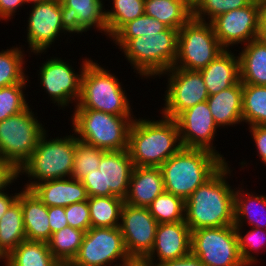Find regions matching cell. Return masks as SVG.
<instances>
[{"mask_svg":"<svg viewBox=\"0 0 266 266\" xmlns=\"http://www.w3.org/2000/svg\"><path fill=\"white\" fill-rule=\"evenodd\" d=\"M233 170L226 162L185 200V223L191 231L234 225L235 188L228 181Z\"/></svg>","mask_w":266,"mask_h":266,"instance_id":"1","label":"cell"},{"mask_svg":"<svg viewBox=\"0 0 266 266\" xmlns=\"http://www.w3.org/2000/svg\"><path fill=\"white\" fill-rule=\"evenodd\" d=\"M161 117L134 119L127 149L134 166L160 167L182 148L175 119Z\"/></svg>","mask_w":266,"mask_h":266,"instance_id":"2","label":"cell"},{"mask_svg":"<svg viewBox=\"0 0 266 266\" xmlns=\"http://www.w3.org/2000/svg\"><path fill=\"white\" fill-rule=\"evenodd\" d=\"M225 163L212 151L182 147L160 166L165 191L186 200Z\"/></svg>","mask_w":266,"mask_h":266,"instance_id":"3","label":"cell"},{"mask_svg":"<svg viewBox=\"0 0 266 266\" xmlns=\"http://www.w3.org/2000/svg\"><path fill=\"white\" fill-rule=\"evenodd\" d=\"M48 137L47 132L40 137L32 155L18 170L19 177L25 174L30 178L25 189L31 190L40 182L71 178L77 135Z\"/></svg>","mask_w":266,"mask_h":266,"instance_id":"4","label":"cell"},{"mask_svg":"<svg viewBox=\"0 0 266 266\" xmlns=\"http://www.w3.org/2000/svg\"><path fill=\"white\" fill-rule=\"evenodd\" d=\"M179 30L167 28L128 40L120 49L136 74L143 78L160 76L176 61Z\"/></svg>","mask_w":266,"mask_h":266,"instance_id":"5","label":"cell"},{"mask_svg":"<svg viewBox=\"0 0 266 266\" xmlns=\"http://www.w3.org/2000/svg\"><path fill=\"white\" fill-rule=\"evenodd\" d=\"M122 82L92 59L84 68L75 109H92L117 116H134ZM132 112V113H131Z\"/></svg>","mask_w":266,"mask_h":266,"instance_id":"6","label":"cell"},{"mask_svg":"<svg viewBox=\"0 0 266 266\" xmlns=\"http://www.w3.org/2000/svg\"><path fill=\"white\" fill-rule=\"evenodd\" d=\"M72 115V131L79 141L104 151L128 149L135 116H117L92 109H74Z\"/></svg>","mask_w":266,"mask_h":266,"instance_id":"7","label":"cell"},{"mask_svg":"<svg viewBox=\"0 0 266 266\" xmlns=\"http://www.w3.org/2000/svg\"><path fill=\"white\" fill-rule=\"evenodd\" d=\"M30 107L0 121V158L18 170L30 158L47 131Z\"/></svg>","mask_w":266,"mask_h":266,"instance_id":"8","label":"cell"},{"mask_svg":"<svg viewBox=\"0 0 266 266\" xmlns=\"http://www.w3.org/2000/svg\"><path fill=\"white\" fill-rule=\"evenodd\" d=\"M224 50L211 22L191 17L179 29L178 52L173 67L199 71Z\"/></svg>","mask_w":266,"mask_h":266,"instance_id":"9","label":"cell"},{"mask_svg":"<svg viewBox=\"0 0 266 266\" xmlns=\"http://www.w3.org/2000/svg\"><path fill=\"white\" fill-rule=\"evenodd\" d=\"M134 165L125 150L105 151L98 169L85 175L81 182L89 197L117 196L126 198Z\"/></svg>","mask_w":266,"mask_h":266,"instance_id":"10","label":"cell"},{"mask_svg":"<svg viewBox=\"0 0 266 266\" xmlns=\"http://www.w3.org/2000/svg\"><path fill=\"white\" fill-rule=\"evenodd\" d=\"M191 253L204 266H246L239 252L234 225L192 231Z\"/></svg>","mask_w":266,"mask_h":266,"instance_id":"11","label":"cell"},{"mask_svg":"<svg viewBox=\"0 0 266 266\" xmlns=\"http://www.w3.org/2000/svg\"><path fill=\"white\" fill-rule=\"evenodd\" d=\"M73 261L90 266H137L126 250L120 227L90 228Z\"/></svg>","mask_w":266,"mask_h":266,"instance_id":"12","label":"cell"},{"mask_svg":"<svg viewBox=\"0 0 266 266\" xmlns=\"http://www.w3.org/2000/svg\"><path fill=\"white\" fill-rule=\"evenodd\" d=\"M31 8L26 30L28 48L33 54L45 53L60 33L73 34L60 0H47Z\"/></svg>","mask_w":266,"mask_h":266,"instance_id":"13","label":"cell"},{"mask_svg":"<svg viewBox=\"0 0 266 266\" xmlns=\"http://www.w3.org/2000/svg\"><path fill=\"white\" fill-rule=\"evenodd\" d=\"M168 75L161 115L175 119L181 112L207 101L209 95L200 71L172 67L159 76Z\"/></svg>","mask_w":266,"mask_h":266,"instance_id":"14","label":"cell"},{"mask_svg":"<svg viewBox=\"0 0 266 266\" xmlns=\"http://www.w3.org/2000/svg\"><path fill=\"white\" fill-rule=\"evenodd\" d=\"M79 73L75 72L72 65L61 60L58 57L47 59L38 72L40 77V85L42 89L50 96L52 103H56L58 107L61 106L62 110L70 103L79 101L81 94V79L84 68L90 61L85 57Z\"/></svg>","mask_w":266,"mask_h":266,"instance_id":"15","label":"cell"},{"mask_svg":"<svg viewBox=\"0 0 266 266\" xmlns=\"http://www.w3.org/2000/svg\"><path fill=\"white\" fill-rule=\"evenodd\" d=\"M158 222L148 207L124 203L121 211L120 230L130 258L139 265L151 252L155 242Z\"/></svg>","mask_w":266,"mask_h":266,"instance_id":"16","label":"cell"},{"mask_svg":"<svg viewBox=\"0 0 266 266\" xmlns=\"http://www.w3.org/2000/svg\"><path fill=\"white\" fill-rule=\"evenodd\" d=\"M215 35L224 49L247 44L259 38L258 5L249 3L218 15L211 21Z\"/></svg>","mask_w":266,"mask_h":266,"instance_id":"17","label":"cell"},{"mask_svg":"<svg viewBox=\"0 0 266 266\" xmlns=\"http://www.w3.org/2000/svg\"><path fill=\"white\" fill-rule=\"evenodd\" d=\"M175 121L179 128L182 147L212 151L226 162L225 157L219 151L217 152L216 147L213 146L218 126L214 121L207 101L181 112L175 118Z\"/></svg>","mask_w":266,"mask_h":266,"instance_id":"18","label":"cell"},{"mask_svg":"<svg viewBox=\"0 0 266 266\" xmlns=\"http://www.w3.org/2000/svg\"><path fill=\"white\" fill-rule=\"evenodd\" d=\"M191 232L185 221L158 224L153 249L139 266H156L190 254Z\"/></svg>","mask_w":266,"mask_h":266,"instance_id":"19","label":"cell"},{"mask_svg":"<svg viewBox=\"0 0 266 266\" xmlns=\"http://www.w3.org/2000/svg\"><path fill=\"white\" fill-rule=\"evenodd\" d=\"M72 33L94 29L107 36L103 0H60Z\"/></svg>","mask_w":266,"mask_h":266,"instance_id":"20","label":"cell"},{"mask_svg":"<svg viewBox=\"0 0 266 266\" xmlns=\"http://www.w3.org/2000/svg\"><path fill=\"white\" fill-rule=\"evenodd\" d=\"M164 191L160 167L134 166L124 202L131 206L148 207Z\"/></svg>","mask_w":266,"mask_h":266,"instance_id":"21","label":"cell"},{"mask_svg":"<svg viewBox=\"0 0 266 266\" xmlns=\"http://www.w3.org/2000/svg\"><path fill=\"white\" fill-rule=\"evenodd\" d=\"M47 206L67 207L88 200L87 190L81 180L60 178L36 184L31 189Z\"/></svg>","mask_w":266,"mask_h":266,"instance_id":"22","label":"cell"},{"mask_svg":"<svg viewBox=\"0 0 266 266\" xmlns=\"http://www.w3.org/2000/svg\"><path fill=\"white\" fill-rule=\"evenodd\" d=\"M235 55L231 50L225 49L205 68L199 70L209 96L240 81V59Z\"/></svg>","mask_w":266,"mask_h":266,"instance_id":"23","label":"cell"},{"mask_svg":"<svg viewBox=\"0 0 266 266\" xmlns=\"http://www.w3.org/2000/svg\"><path fill=\"white\" fill-rule=\"evenodd\" d=\"M17 200L21 203L26 239L47 243L52 235L48 207L32 190L25 188L19 192Z\"/></svg>","mask_w":266,"mask_h":266,"instance_id":"24","label":"cell"},{"mask_svg":"<svg viewBox=\"0 0 266 266\" xmlns=\"http://www.w3.org/2000/svg\"><path fill=\"white\" fill-rule=\"evenodd\" d=\"M242 98L243 84L241 81L208 97L207 104L218 127H233L243 122Z\"/></svg>","mask_w":266,"mask_h":266,"instance_id":"25","label":"cell"},{"mask_svg":"<svg viewBox=\"0 0 266 266\" xmlns=\"http://www.w3.org/2000/svg\"><path fill=\"white\" fill-rule=\"evenodd\" d=\"M238 53L242 84L266 86V40L256 38Z\"/></svg>","mask_w":266,"mask_h":266,"instance_id":"26","label":"cell"},{"mask_svg":"<svg viewBox=\"0 0 266 266\" xmlns=\"http://www.w3.org/2000/svg\"><path fill=\"white\" fill-rule=\"evenodd\" d=\"M243 190L237 187L235 189L234 227L243 228L248 222L247 225L266 230V195L255 196L254 192L247 193ZM261 215L263 216L260 217Z\"/></svg>","mask_w":266,"mask_h":266,"instance_id":"27","label":"cell"},{"mask_svg":"<svg viewBox=\"0 0 266 266\" xmlns=\"http://www.w3.org/2000/svg\"><path fill=\"white\" fill-rule=\"evenodd\" d=\"M144 13L177 30L192 17L184 0H145Z\"/></svg>","mask_w":266,"mask_h":266,"instance_id":"28","label":"cell"},{"mask_svg":"<svg viewBox=\"0 0 266 266\" xmlns=\"http://www.w3.org/2000/svg\"><path fill=\"white\" fill-rule=\"evenodd\" d=\"M53 257L48 243L25 240L8 256L6 266H60Z\"/></svg>","mask_w":266,"mask_h":266,"instance_id":"29","label":"cell"},{"mask_svg":"<svg viewBox=\"0 0 266 266\" xmlns=\"http://www.w3.org/2000/svg\"><path fill=\"white\" fill-rule=\"evenodd\" d=\"M26 240L21 203L16 200L0 220V249L8 256Z\"/></svg>","mask_w":266,"mask_h":266,"instance_id":"30","label":"cell"},{"mask_svg":"<svg viewBox=\"0 0 266 266\" xmlns=\"http://www.w3.org/2000/svg\"><path fill=\"white\" fill-rule=\"evenodd\" d=\"M91 228L120 227L124 200L117 196L88 197Z\"/></svg>","mask_w":266,"mask_h":266,"instance_id":"31","label":"cell"},{"mask_svg":"<svg viewBox=\"0 0 266 266\" xmlns=\"http://www.w3.org/2000/svg\"><path fill=\"white\" fill-rule=\"evenodd\" d=\"M84 234V231L70 226L53 233L47 242L53 257L60 264L73 260L79 252Z\"/></svg>","mask_w":266,"mask_h":266,"instance_id":"32","label":"cell"},{"mask_svg":"<svg viewBox=\"0 0 266 266\" xmlns=\"http://www.w3.org/2000/svg\"><path fill=\"white\" fill-rule=\"evenodd\" d=\"M21 47H11L0 52V88L17 83H28L26 75L24 50ZM25 68V69H24ZM25 70V71H24Z\"/></svg>","mask_w":266,"mask_h":266,"instance_id":"33","label":"cell"},{"mask_svg":"<svg viewBox=\"0 0 266 266\" xmlns=\"http://www.w3.org/2000/svg\"><path fill=\"white\" fill-rule=\"evenodd\" d=\"M243 122L253 125H266V86L243 84Z\"/></svg>","mask_w":266,"mask_h":266,"instance_id":"34","label":"cell"},{"mask_svg":"<svg viewBox=\"0 0 266 266\" xmlns=\"http://www.w3.org/2000/svg\"><path fill=\"white\" fill-rule=\"evenodd\" d=\"M111 10L105 9L107 37L111 38L123 25L144 13L145 0H113Z\"/></svg>","mask_w":266,"mask_h":266,"instance_id":"35","label":"cell"},{"mask_svg":"<svg viewBox=\"0 0 266 266\" xmlns=\"http://www.w3.org/2000/svg\"><path fill=\"white\" fill-rule=\"evenodd\" d=\"M148 210L158 224L185 220V200L167 191L157 196Z\"/></svg>","mask_w":266,"mask_h":266,"instance_id":"36","label":"cell"},{"mask_svg":"<svg viewBox=\"0 0 266 266\" xmlns=\"http://www.w3.org/2000/svg\"><path fill=\"white\" fill-rule=\"evenodd\" d=\"M168 26L146 14L123 25L110 39L119 49L130 39L151 33H160Z\"/></svg>","mask_w":266,"mask_h":266,"instance_id":"37","label":"cell"},{"mask_svg":"<svg viewBox=\"0 0 266 266\" xmlns=\"http://www.w3.org/2000/svg\"><path fill=\"white\" fill-rule=\"evenodd\" d=\"M249 3L248 0H196L191 7V15L197 20L211 22L218 15L243 8Z\"/></svg>","mask_w":266,"mask_h":266,"instance_id":"38","label":"cell"},{"mask_svg":"<svg viewBox=\"0 0 266 266\" xmlns=\"http://www.w3.org/2000/svg\"><path fill=\"white\" fill-rule=\"evenodd\" d=\"M104 152L102 149L87 145L76 139V152L71 178L81 180L89 172L98 169L101 156Z\"/></svg>","mask_w":266,"mask_h":266,"instance_id":"39","label":"cell"},{"mask_svg":"<svg viewBox=\"0 0 266 266\" xmlns=\"http://www.w3.org/2000/svg\"><path fill=\"white\" fill-rule=\"evenodd\" d=\"M27 83H17L0 88V121L26 110L27 103L24 89Z\"/></svg>","mask_w":266,"mask_h":266,"instance_id":"40","label":"cell"},{"mask_svg":"<svg viewBox=\"0 0 266 266\" xmlns=\"http://www.w3.org/2000/svg\"><path fill=\"white\" fill-rule=\"evenodd\" d=\"M235 231L242 261L246 266L257 264L258 259L254 253H257L260 248H264L262 246L266 244V230L251 227V230L246 232L245 235H242V227H235Z\"/></svg>","mask_w":266,"mask_h":266,"instance_id":"41","label":"cell"},{"mask_svg":"<svg viewBox=\"0 0 266 266\" xmlns=\"http://www.w3.org/2000/svg\"><path fill=\"white\" fill-rule=\"evenodd\" d=\"M68 225L87 232L91 228L88 201L73 203L65 207Z\"/></svg>","mask_w":266,"mask_h":266,"instance_id":"42","label":"cell"},{"mask_svg":"<svg viewBox=\"0 0 266 266\" xmlns=\"http://www.w3.org/2000/svg\"><path fill=\"white\" fill-rule=\"evenodd\" d=\"M19 178L18 169L7 161L0 158V193L10 188V185Z\"/></svg>","mask_w":266,"mask_h":266,"instance_id":"43","label":"cell"},{"mask_svg":"<svg viewBox=\"0 0 266 266\" xmlns=\"http://www.w3.org/2000/svg\"><path fill=\"white\" fill-rule=\"evenodd\" d=\"M249 132L254 140L255 146L257 147V153L260 160L266 166V125H253L249 126Z\"/></svg>","mask_w":266,"mask_h":266,"instance_id":"44","label":"cell"},{"mask_svg":"<svg viewBox=\"0 0 266 266\" xmlns=\"http://www.w3.org/2000/svg\"><path fill=\"white\" fill-rule=\"evenodd\" d=\"M48 217L52 234L69 226L65 214V207H48Z\"/></svg>","mask_w":266,"mask_h":266,"instance_id":"45","label":"cell"},{"mask_svg":"<svg viewBox=\"0 0 266 266\" xmlns=\"http://www.w3.org/2000/svg\"><path fill=\"white\" fill-rule=\"evenodd\" d=\"M23 0H0V21L13 18L15 13L23 5Z\"/></svg>","mask_w":266,"mask_h":266,"instance_id":"46","label":"cell"},{"mask_svg":"<svg viewBox=\"0 0 266 266\" xmlns=\"http://www.w3.org/2000/svg\"><path fill=\"white\" fill-rule=\"evenodd\" d=\"M156 266H204V265L197 256L190 253L179 259L159 263Z\"/></svg>","mask_w":266,"mask_h":266,"instance_id":"47","label":"cell"},{"mask_svg":"<svg viewBox=\"0 0 266 266\" xmlns=\"http://www.w3.org/2000/svg\"><path fill=\"white\" fill-rule=\"evenodd\" d=\"M258 20H259V38L266 40V0H259Z\"/></svg>","mask_w":266,"mask_h":266,"instance_id":"48","label":"cell"},{"mask_svg":"<svg viewBox=\"0 0 266 266\" xmlns=\"http://www.w3.org/2000/svg\"><path fill=\"white\" fill-rule=\"evenodd\" d=\"M19 193L7 194V192L3 191L0 193V220L2 216L6 213L9 207L18 199Z\"/></svg>","mask_w":266,"mask_h":266,"instance_id":"49","label":"cell"},{"mask_svg":"<svg viewBox=\"0 0 266 266\" xmlns=\"http://www.w3.org/2000/svg\"><path fill=\"white\" fill-rule=\"evenodd\" d=\"M64 266H90V265H84V264H77L73 260L68 261L63 264Z\"/></svg>","mask_w":266,"mask_h":266,"instance_id":"50","label":"cell"},{"mask_svg":"<svg viewBox=\"0 0 266 266\" xmlns=\"http://www.w3.org/2000/svg\"><path fill=\"white\" fill-rule=\"evenodd\" d=\"M44 1H47V0H23L25 5L27 3H30V4L34 5V4H38V3L44 2Z\"/></svg>","mask_w":266,"mask_h":266,"instance_id":"51","label":"cell"},{"mask_svg":"<svg viewBox=\"0 0 266 266\" xmlns=\"http://www.w3.org/2000/svg\"><path fill=\"white\" fill-rule=\"evenodd\" d=\"M0 262L4 261L5 266L7 265V256L3 253V251L0 249Z\"/></svg>","mask_w":266,"mask_h":266,"instance_id":"52","label":"cell"},{"mask_svg":"<svg viewBox=\"0 0 266 266\" xmlns=\"http://www.w3.org/2000/svg\"><path fill=\"white\" fill-rule=\"evenodd\" d=\"M188 5H190L191 7L193 6V4L196 2V0H184Z\"/></svg>","mask_w":266,"mask_h":266,"instance_id":"53","label":"cell"},{"mask_svg":"<svg viewBox=\"0 0 266 266\" xmlns=\"http://www.w3.org/2000/svg\"><path fill=\"white\" fill-rule=\"evenodd\" d=\"M250 3H258L259 2V0H248Z\"/></svg>","mask_w":266,"mask_h":266,"instance_id":"54","label":"cell"}]
</instances>
